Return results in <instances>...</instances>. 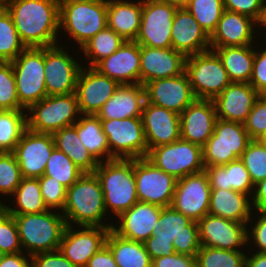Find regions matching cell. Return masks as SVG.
<instances>
[{"label":"cell","instance_id":"6da1fadb","mask_svg":"<svg viewBox=\"0 0 266 267\" xmlns=\"http://www.w3.org/2000/svg\"><path fill=\"white\" fill-rule=\"evenodd\" d=\"M4 8L26 48L58 44L60 0H5Z\"/></svg>","mask_w":266,"mask_h":267},{"label":"cell","instance_id":"7a4b0ae2","mask_svg":"<svg viewBox=\"0 0 266 267\" xmlns=\"http://www.w3.org/2000/svg\"><path fill=\"white\" fill-rule=\"evenodd\" d=\"M67 225L75 222L78 226H100L112 228V223L104 224L107 214L101 183L95 173L83 175L67 188L63 210ZM106 213V214H105Z\"/></svg>","mask_w":266,"mask_h":267},{"label":"cell","instance_id":"3957f363","mask_svg":"<svg viewBox=\"0 0 266 267\" xmlns=\"http://www.w3.org/2000/svg\"><path fill=\"white\" fill-rule=\"evenodd\" d=\"M94 173L101 183L106 212L110 208L118 217L138 202L134 159L115 158L99 162Z\"/></svg>","mask_w":266,"mask_h":267},{"label":"cell","instance_id":"277c9868","mask_svg":"<svg viewBox=\"0 0 266 267\" xmlns=\"http://www.w3.org/2000/svg\"><path fill=\"white\" fill-rule=\"evenodd\" d=\"M21 247L32 255L59 249L67 223L63 214L42 213L13 215Z\"/></svg>","mask_w":266,"mask_h":267},{"label":"cell","instance_id":"5b68a950","mask_svg":"<svg viewBox=\"0 0 266 267\" xmlns=\"http://www.w3.org/2000/svg\"><path fill=\"white\" fill-rule=\"evenodd\" d=\"M107 27V0H60L59 28L80 48Z\"/></svg>","mask_w":266,"mask_h":267},{"label":"cell","instance_id":"8992f818","mask_svg":"<svg viewBox=\"0 0 266 267\" xmlns=\"http://www.w3.org/2000/svg\"><path fill=\"white\" fill-rule=\"evenodd\" d=\"M27 112L30 114L27 116V128L34 132L49 134L73 126L78 121L80 113L75 93L47 95L32 104Z\"/></svg>","mask_w":266,"mask_h":267},{"label":"cell","instance_id":"52a82bcc","mask_svg":"<svg viewBox=\"0 0 266 267\" xmlns=\"http://www.w3.org/2000/svg\"><path fill=\"white\" fill-rule=\"evenodd\" d=\"M185 72L196 99L213 100L231 83L220 57L211 49L187 56Z\"/></svg>","mask_w":266,"mask_h":267},{"label":"cell","instance_id":"ba28073f","mask_svg":"<svg viewBox=\"0 0 266 267\" xmlns=\"http://www.w3.org/2000/svg\"><path fill=\"white\" fill-rule=\"evenodd\" d=\"M251 140L244 124L217 118L214 133L202 147L204 166H222L237 160Z\"/></svg>","mask_w":266,"mask_h":267},{"label":"cell","instance_id":"9c48e42d","mask_svg":"<svg viewBox=\"0 0 266 267\" xmlns=\"http://www.w3.org/2000/svg\"><path fill=\"white\" fill-rule=\"evenodd\" d=\"M11 63L19 102L27 110L47 96L44 47L25 48Z\"/></svg>","mask_w":266,"mask_h":267},{"label":"cell","instance_id":"30bf717a","mask_svg":"<svg viewBox=\"0 0 266 267\" xmlns=\"http://www.w3.org/2000/svg\"><path fill=\"white\" fill-rule=\"evenodd\" d=\"M145 158L177 180L205 171L202 147L181 138L150 149Z\"/></svg>","mask_w":266,"mask_h":267},{"label":"cell","instance_id":"8fae6325","mask_svg":"<svg viewBox=\"0 0 266 267\" xmlns=\"http://www.w3.org/2000/svg\"><path fill=\"white\" fill-rule=\"evenodd\" d=\"M110 154L119 159L145 158L148 148L141 118L101 120Z\"/></svg>","mask_w":266,"mask_h":267},{"label":"cell","instance_id":"7c38bea8","mask_svg":"<svg viewBox=\"0 0 266 267\" xmlns=\"http://www.w3.org/2000/svg\"><path fill=\"white\" fill-rule=\"evenodd\" d=\"M176 10L161 0H142L141 25L135 41L152 48H172L171 28Z\"/></svg>","mask_w":266,"mask_h":267},{"label":"cell","instance_id":"4fadbf2b","mask_svg":"<svg viewBox=\"0 0 266 267\" xmlns=\"http://www.w3.org/2000/svg\"><path fill=\"white\" fill-rule=\"evenodd\" d=\"M152 235L157 239L173 240L175 252L180 254L196 256L201 247L198 222L171 206L162 208Z\"/></svg>","mask_w":266,"mask_h":267},{"label":"cell","instance_id":"5bb4252c","mask_svg":"<svg viewBox=\"0 0 266 267\" xmlns=\"http://www.w3.org/2000/svg\"><path fill=\"white\" fill-rule=\"evenodd\" d=\"M134 177L139 202L160 207L171 206L176 182L172 175L154 166L146 158L134 159Z\"/></svg>","mask_w":266,"mask_h":267},{"label":"cell","instance_id":"9a60e30c","mask_svg":"<svg viewBox=\"0 0 266 267\" xmlns=\"http://www.w3.org/2000/svg\"><path fill=\"white\" fill-rule=\"evenodd\" d=\"M211 186L205 171L185 176L176 182L171 207L198 222L209 212Z\"/></svg>","mask_w":266,"mask_h":267},{"label":"cell","instance_id":"2e32d148","mask_svg":"<svg viewBox=\"0 0 266 267\" xmlns=\"http://www.w3.org/2000/svg\"><path fill=\"white\" fill-rule=\"evenodd\" d=\"M81 66L61 45L44 47V72L47 95L72 94L76 91Z\"/></svg>","mask_w":266,"mask_h":267},{"label":"cell","instance_id":"e0dca14e","mask_svg":"<svg viewBox=\"0 0 266 267\" xmlns=\"http://www.w3.org/2000/svg\"><path fill=\"white\" fill-rule=\"evenodd\" d=\"M54 148L52 134L38 133L27 128L12 152L19 164L22 177H42Z\"/></svg>","mask_w":266,"mask_h":267},{"label":"cell","instance_id":"ac0fdd59","mask_svg":"<svg viewBox=\"0 0 266 267\" xmlns=\"http://www.w3.org/2000/svg\"><path fill=\"white\" fill-rule=\"evenodd\" d=\"M146 102L181 114L196 97L186 72L144 84Z\"/></svg>","mask_w":266,"mask_h":267},{"label":"cell","instance_id":"d6986e66","mask_svg":"<svg viewBox=\"0 0 266 267\" xmlns=\"http://www.w3.org/2000/svg\"><path fill=\"white\" fill-rule=\"evenodd\" d=\"M81 229L75 231L72 225H67L59 250L74 265L86 267L89 259L105 245L111 228L82 226Z\"/></svg>","mask_w":266,"mask_h":267},{"label":"cell","instance_id":"ffe728a7","mask_svg":"<svg viewBox=\"0 0 266 267\" xmlns=\"http://www.w3.org/2000/svg\"><path fill=\"white\" fill-rule=\"evenodd\" d=\"M118 86L116 81L100 74L95 68L81 67L75 91L80 115H97Z\"/></svg>","mask_w":266,"mask_h":267},{"label":"cell","instance_id":"44dd1931","mask_svg":"<svg viewBox=\"0 0 266 267\" xmlns=\"http://www.w3.org/2000/svg\"><path fill=\"white\" fill-rule=\"evenodd\" d=\"M199 241L201 246L241 251L247 243V226L211 214L198 221ZM245 244V245H244Z\"/></svg>","mask_w":266,"mask_h":267},{"label":"cell","instance_id":"7402d4cb","mask_svg":"<svg viewBox=\"0 0 266 267\" xmlns=\"http://www.w3.org/2000/svg\"><path fill=\"white\" fill-rule=\"evenodd\" d=\"M148 151L181 138L180 114L145 101L141 115Z\"/></svg>","mask_w":266,"mask_h":267},{"label":"cell","instance_id":"603a6c76","mask_svg":"<svg viewBox=\"0 0 266 267\" xmlns=\"http://www.w3.org/2000/svg\"><path fill=\"white\" fill-rule=\"evenodd\" d=\"M186 56L173 48L140 45V84L185 72Z\"/></svg>","mask_w":266,"mask_h":267},{"label":"cell","instance_id":"cb8c5ba5","mask_svg":"<svg viewBox=\"0 0 266 267\" xmlns=\"http://www.w3.org/2000/svg\"><path fill=\"white\" fill-rule=\"evenodd\" d=\"M93 68L119 85L140 84V45L136 41L125 40L113 54Z\"/></svg>","mask_w":266,"mask_h":267},{"label":"cell","instance_id":"d4e9b609","mask_svg":"<svg viewBox=\"0 0 266 267\" xmlns=\"http://www.w3.org/2000/svg\"><path fill=\"white\" fill-rule=\"evenodd\" d=\"M260 96L250 83L231 82L213 99L217 118L244 124Z\"/></svg>","mask_w":266,"mask_h":267},{"label":"cell","instance_id":"484cf974","mask_svg":"<svg viewBox=\"0 0 266 267\" xmlns=\"http://www.w3.org/2000/svg\"><path fill=\"white\" fill-rule=\"evenodd\" d=\"M217 120L213 100L196 99L180 114L181 139L203 147Z\"/></svg>","mask_w":266,"mask_h":267},{"label":"cell","instance_id":"4316f807","mask_svg":"<svg viewBox=\"0 0 266 267\" xmlns=\"http://www.w3.org/2000/svg\"><path fill=\"white\" fill-rule=\"evenodd\" d=\"M171 29L172 48L186 57L210 50V37L186 8H177Z\"/></svg>","mask_w":266,"mask_h":267},{"label":"cell","instance_id":"83f0119b","mask_svg":"<svg viewBox=\"0 0 266 267\" xmlns=\"http://www.w3.org/2000/svg\"><path fill=\"white\" fill-rule=\"evenodd\" d=\"M162 208L155 204L138 201L118 216L120 224L116 226L113 224L111 229L121 237L144 242L152 236Z\"/></svg>","mask_w":266,"mask_h":267},{"label":"cell","instance_id":"f1b7e54d","mask_svg":"<svg viewBox=\"0 0 266 267\" xmlns=\"http://www.w3.org/2000/svg\"><path fill=\"white\" fill-rule=\"evenodd\" d=\"M256 23L247 15L224 10L215 31L210 36V49L252 45Z\"/></svg>","mask_w":266,"mask_h":267},{"label":"cell","instance_id":"f546056e","mask_svg":"<svg viewBox=\"0 0 266 267\" xmlns=\"http://www.w3.org/2000/svg\"><path fill=\"white\" fill-rule=\"evenodd\" d=\"M146 101L142 84H122L97 113L100 120L141 118Z\"/></svg>","mask_w":266,"mask_h":267},{"label":"cell","instance_id":"4dcf8cb0","mask_svg":"<svg viewBox=\"0 0 266 267\" xmlns=\"http://www.w3.org/2000/svg\"><path fill=\"white\" fill-rule=\"evenodd\" d=\"M142 0H107V27L127 41H135L141 25Z\"/></svg>","mask_w":266,"mask_h":267},{"label":"cell","instance_id":"1f68e13d","mask_svg":"<svg viewBox=\"0 0 266 267\" xmlns=\"http://www.w3.org/2000/svg\"><path fill=\"white\" fill-rule=\"evenodd\" d=\"M248 196L233 190L211 189L208 214L246 225L252 223V200Z\"/></svg>","mask_w":266,"mask_h":267},{"label":"cell","instance_id":"d6a6232c","mask_svg":"<svg viewBox=\"0 0 266 267\" xmlns=\"http://www.w3.org/2000/svg\"><path fill=\"white\" fill-rule=\"evenodd\" d=\"M211 189L233 190L253 195L254 184L243 162L238 158L222 166L205 167Z\"/></svg>","mask_w":266,"mask_h":267},{"label":"cell","instance_id":"836d02e7","mask_svg":"<svg viewBox=\"0 0 266 267\" xmlns=\"http://www.w3.org/2000/svg\"><path fill=\"white\" fill-rule=\"evenodd\" d=\"M73 126L77 129L82 144L98 162L115 159L110 154L107 136L97 115L83 114Z\"/></svg>","mask_w":266,"mask_h":267},{"label":"cell","instance_id":"e575fe53","mask_svg":"<svg viewBox=\"0 0 266 267\" xmlns=\"http://www.w3.org/2000/svg\"><path fill=\"white\" fill-rule=\"evenodd\" d=\"M253 48V45H247L214 49L220 57L231 82L249 83L255 59Z\"/></svg>","mask_w":266,"mask_h":267},{"label":"cell","instance_id":"d590c367","mask_svg":"<svg viewBox=\"0 0 266 267\" xmlns=\"http://www.w3.org/2000/svg\"><path fill=\"white\" fill-rule=\"evenodd\" d=\"M55 147L62 151L83 173H94L99 162L80 141L74 126L62 128L53 134Z\"/></svg>","mask_w":266,"mask_h":267},{"label":"cell","instance_id":"8d00e7d4","mask_svg":"<svg viewBox=\"0 0 266 267\" xmlns=\"http://www.w3.org/2000/svg\"><path fill=\"white\" fill-rule=\"evenodd\" d=\"M105 244L111 250L118 267H151L152 265L143 242L121 237L110 229Z\"/></svg>","mask_w":266,"mask_h":267},{"label":"cell","instance_id":"74e56055","mask_svg":"<svg viewBox=\"0 0 266 267\" xmlns=\"http://www.w3.org/2000/svg\"><path fill=\"white\" fill-rule=\"evenodd\" d=\"M12 196H16L17 208L2 205L11 215L42 213L49 210L42 197L38 178H22Z\"/></svg>","mask_w":266,"mask_h":267},{"label":"cell","instance_id":"f35d334b","mask_svg":"<svg viewBox=\"0 0 266 267\" xmlns=\"http://www.w3.org/2000/svg\"><path fill=\"white\" fill-rule=\"evenodd\" d=\"M24 110H0V153L13 152L27 129Z\"/></svg>","mask_w":266,"mask_h":267},{"label":"cell","instance_id":"ab89813d","mask_svg":"<svg viewBox=\"0 0 266 267\" xmlns=\"http://www.w3.org/2000/svg\"><path fill=\"white\" fill-rule=\"evenodd\" d=\"M124 42L125 39L106 27L87 41L80 49L87 56L85 58L91 59L88 67H94L99 61L113 54Z\"/></svg>","mask_w":266,"mask_h":267},{"label":"cell","instance_id":"60d3db41","mask_svg":"<svg viewBox=\"0 0 266 267\" xmlns=\"http://www.w3.org/2000/svg\"><path fill=\"white\" fill-rule=\"evenodd\" d=\"M26 48L15 28L11 15L0 8V60L11 62Z\"/></svg>","mask_w":266,"mask_h":267},{"label":"cell","instance_id":"b9f144b4","mask_svg":"<svg viewBox=\"0 0 266 267\" xmlns=\"http://www.w3.org/2000/svg\"><path fill=\"white\" fill-rule=\"evenodd\" d=\"M245 258L243 251L201 246L196 254V267H245Z\"/></svg>","mask_w":266,"mask_h":267},{"label":"cell","instance_id":"7bdbcfd3","mask_svg":"<svg viewBox=\"0 0 266 267\" xmlns=\"http://www.w3.org/2000/svg\"><path fill=\"white\" fill-rule=\"evenodd\" d=\"M82 175L83 172L78 169L68 156L55 147L47 161L43 176L53 177V180H58L66 188H69Z\"/></svg>","mask_w":266,"mask_h":267},{"label":"cell","instance_id":"ee69618b","mask_svg":"<svg viewBox=\"0 0 266 267\" xmlns=\"http://www.w3.org/2000/svg\"><path fill=\"white\" fill-rule=\"evenodd\" d=\"M210 37L224 12L223 0H191L185 7Z\"/></svg>","mask_w":266,"mask_h":267},{"label":"cell","instance_id":"f6af8a7d","mask_svg":"<svg viewBox=\"0 0 266 267\" xmlns=\"http://www.w3.org/2000/svg\"><path fill=\"white\" fill-rule=\"evenodd\" d=\"M240 160L249 172L254 185L266 178V145L257 139H252L240 156Z\"/></svg>","mask_w":266,"mask_h":267},{"label":"cell","instance_id":"bcb514c9","mask_svg":"<svg viewBox=\"0 0 266 267\" xmlns=\"http://www.w3.org/2000/svg\"><path fill=\"white\" fill-rule=\"evenodd\" d=\"M20 104L11 62L0 63V110H24Z\"/></svg>","mask_w":266,"mask_h":267},{"label":"cell","instance_id":"7dc6e473","mask_svg":"<svg viewBox=\"0 0 266 267\" xmlns=\"http://www.w3.org/2000/svg\"><path fill=\"white\" fill-rule=\"evenodd\" d=\"M22 178L15 155L12 152L0 153V193L13 195ZM3 204L0 202V206Z\"/></svg>","mask_w":266,"mask_h":267},{"label":"cell","instance_id":"c3c4849f","mask_svg":"<svg viewBox=\"0 0 266 267\" xmlns=\"http://www.w3.org/2000/svg\"><path fill=\"white\" fill-rule=\"evenodd\" d=\"M14 216L0 206V250L5 254L23 252Z\"/></svg>","mask_w":266,"mask_h":267},{"label":"cell","instance_id":"681fc988","mask_svg":"<svg viewBox=\"0 0 266 267\" xmlns=\"http://www.w3.org/2000/svg\"><path fill=\"white\" fill-rule=\"evenodd\" d=\"M40 191L49 210L62 209L66 202L67 188L53 177L42 176L38 178Z\"/></svg>","mask_w":266,"mask_h":267},{"label":"cell","instance_id":"f907efd6","mask_svg":"<svg viewBox=\"0 0 266 267\" xmlns=\"http://www.w3.org/2000/svg\"><path fill=\"white\" fill-rule=\"evenodd\" d=\"M251 139L259 138L266 131V97L261 95L244 123Z\"/></svg>","mask_w":266,"mask_h":267},{"label":"cell","instance_id":"816d5d0a","mask_svg":"<svg viewBox=\"0 0 266 267\" xmlns=\"http://www.w3.org/2000/svg\"><path fill=\"white\" fill-rule=\"evenodd\" d=\"M223 3L225 10L247 15L256 22L260 20L264 7L262 0H223Z\"/></svg>","mask_w":266,"mask_h":267},{"label":"cell","instance_id":"f5cc1de1","mask_svg":"<svg viewBox=\"0 0 266 267\" xmlns=\"http://www.w3.org/2000/svg\"><path fill=\"white\" fill-rule=\"evenodd\" d=\"M31 267H78L67 259L59 249L36 253L31 256Z\"/></svg>","mask_w":266,"mask_h":267},{"label":"cell","instance_id":"db71d44e","mask_svg":"<svg viewBox=\"0 0 266 267\" xmlns=\"http://www.w3.org/2000/svg\"><path fill=\"white\" fill-rule=\"evenodd\" d=\"M249 83L261 95L266 92V48L262 51L255 49L253 71Z\"/></svg>","mask_w":266,"mask_h":267},{"label":"cell","instance_id":"11a10c76","mask_svg":"<svg viewBox=\"0 0 266 267\" xmlns=\"http://www.w3.org/2000/svg\"><path fill=\"white\" fill-rule=\"evenodd\" d=\"M151 267H196V256L173 253L153 259Z\"/></svg>","mask_w":266,"mask_h":267},{"label":"cell","instance_id":"9f6ffc18","mask_svg":"<svg viewBox=\"0 0 266 267\" xmlns=\"http://www.w3.org/2000/svg\"><path fill=\"white\" fill-rule=\"evenodd\" d=\"M172 241L173 240L157 239L152 235L143 242V245L150 255L151 260H153L161 256H169L176 253Z\"/></svg>","mask_w":266,"mask_h":267},{"label":"cell","instance_id":"6f0895ef","mask_svg":"<svg viewBox=\"0 0 266 267\" xmlns=\"http://www.w3.org/2000/svg\"><path fill=\"white\" fill-rule=\"evenodd\" d=\"M259 213L261 216H259L254 227L251 228V238L250 232L247 231V241L253 238V244L259 248L256 252L266 253V212Z\"/></svg>","mask_w":266,"mask_h":267},{"label":"cell","instance_id":"680465c9","mask_svg":"<svg viewBox=\"0 0 266 267\" xmlns=\"http://www.w3.org/2000/svg\"><path fill=\"white\" fill-rule=\"evenodd\" d=\"M86 267H118L113 254L105 244L88 261Z\"/></svg>","mask_w":266,"mask_h":267},{"label":"cell","instance_id":"91938a15","mask_svg":"<svg viewBox=\"0 0 266 267\" xmlns=\"http://www.w3.org/2000/svg\"><path fill=\"white\" fill-rule=\"evenodd\" d=\"M251 204L257 212H266V178L254 185Z\"/></svg>","mask_w":266,"mask_h":267},{"label":"cell","instance_id":"94428289","mask_svg":"<svg viewBox=\"0 0 266 267\" xmlns=\"http://www.w3.org/2000/svg\"><path fill=\"white\" fill-rule=\"evenodd\" d=\"M23 252L6 254L0 263V267H31V258L28 260Z\"/></svg>","mask_w":266,"mask_h":267},{"label":"cell","instance_id":"6125c7cd","mask_svg":"<svg viewBox=\"0 0 266 267\" xmlns=\"http://www.w3.org/2000/svg\"><path fill=\"white\" fill-rule=\"evenodd\" d=\"M245 267H266V253H254L251 257L245 258Z\"/></svg>","mask_w":266,"mask_h":267},{"label":"cell","instance_id":"be15d7a7","mask_svg":"<svg viewBox=\"0 0 266 267\" xmlns=\"http://www.w3.org/2000/svg\"><path fill=\"white\" fill-rule=\"evenodd\" d=\"M172 4L177 8H185L191 0H161Z\"/></svg>","mask_w":266,"mask_h":267},{"label":"cell","instance_id":"e7e4bbea","mask_svg":"<svg viewBox=\"0 0 266 267\" xmlns=\"http://www.w3.org/2000/svg\"><path fill=\"white\" fill-rule=\"evenodd\" d=\"M257 25H261L262 27H266V5H264L263 10H262V14H261V18L260 20L257 22ZM266 29V28H265Z\"/></svg>","mask_w":266,"mask_h":267},{"label":"cell","instance_id":"03108f58","mask_svg":"<svg viewBox=\"0 0 266 267\" xmlns=\"http://www.w3.org/2000/svg\"><path fill=\"white\" fill-rule=\"evenodd\" d=\"M257 140L263 144V145H266V131L259 137L257 138Z\"/></svg>","mask_w":266,"mask_h":267},{"label":"cell","instance_id":"003e7915","mask_svg":"<svg viewBox=\"0 0 266 267\" xmlns=\"http://www.w3.org/2000/svg\"><path fill=\"white\" fill-rule=\"evenodd\" d=\"M5 255H6V254L3 253V252L0 250V263L2 262V260H3V258H4Z\"/></svg>","mask_w":266,"mask_h":267},{"label":"cell","instance_id":"a7ac6f4b","mask_svg":"<svg viewBox=\"0 0 266 267\" xmlns=\"http://www.w3.org/2000/svg\"><path fill=\"white\" fill-rule=\"evenodd\" d=\"M5 0H0V8H4Z\"/></svg>","mask_w":266,"mask_h":267},{"label":"cell","instance_id":"89a4df30","mask_svg":"<svg viewBox=\"0 0 266 267\" xmlns=\"http://www.w3.org/2000/svg\"><path fill=\"white\" fill-rule=\"evenodd\" d=\"M263 6L266 5V0H262Z\"/></svg>","mask_w":266,"mask_h":267}]
</instances>
